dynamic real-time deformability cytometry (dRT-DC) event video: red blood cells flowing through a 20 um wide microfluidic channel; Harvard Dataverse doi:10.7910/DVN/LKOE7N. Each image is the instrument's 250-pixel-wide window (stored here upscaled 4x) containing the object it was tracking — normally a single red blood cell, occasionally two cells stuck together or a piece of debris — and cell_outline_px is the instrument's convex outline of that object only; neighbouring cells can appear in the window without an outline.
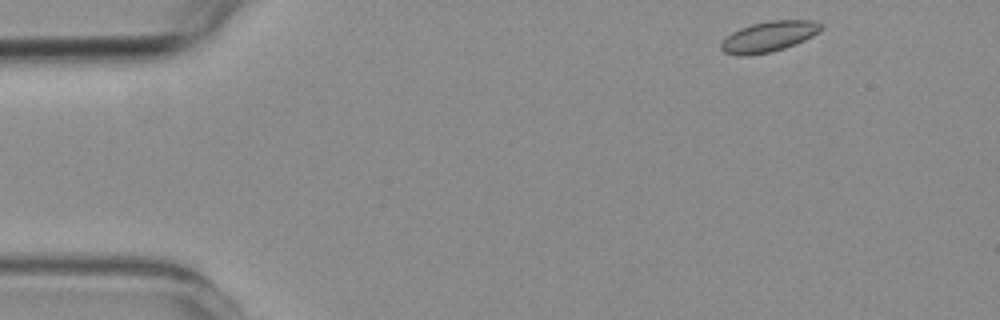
{"species": "common noctule bat (a hibernating species)", "species_latin": "Nyctalus noctula", "temperature_condition": "room temperature", "stored_images_in_passage": 6, "camera_frame_rate_fps": 3000, "um_per_image_px": 0.085, "animal": {"sex": "female", "body_mass_g": 19.3, "forearm_length_mm": 54.1}, "frame": {"image": 1, "passage_image": 1, "time_ms": 0.0, "image_size_px": [1000, 320], "cell_outline_px": [[824, 28], [820, 32], [804, 40], [784, 48], [772, 52], [724, 52], [720, 48], [720, 44], [732, 32], [740, 28], [752, 24], [772, 20], [812, 20], [824, 24]], "centroid_in_image_um": [65.47, 3.04], "position_along_channel_um": 19.5, "area_um2": 17.05}}
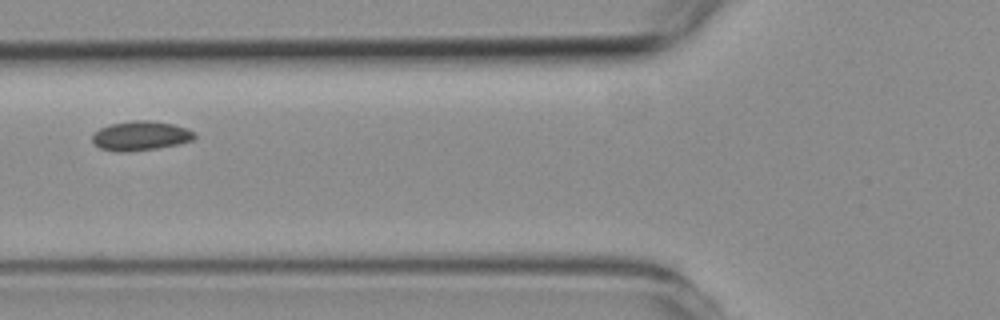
{"frame": {"image": 2, "passage_image": 5, "time_ms": 4.667, "image_size_px": [1000, 320], "cell_outline_px": [[196, 136], [192, 140], [176, 144], [156, 148], [128, 152], [116, 152], [100, 148], [92, 140], [92, 132], [100, 128], [112, 124], [132, 120], [152, 120], [172, 124], [188, 128], [196, 132]], "centroid_in_image_um": [11.94, 11.53], "position_along_channel_um": 113.9, "area_um2": 17.57}}
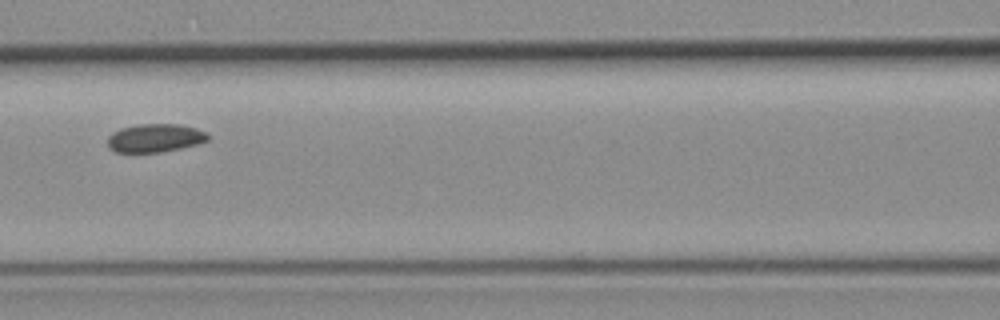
{"frame": {"image": 3, "passage_image": 6, "time_ms": 5.667, "image_size_px": [1000, 320], "cell_outline_px": [[208, 140], [200, 144], [160, 152], [116, 152], [108, 144], [108, 136], [112, 132], [120, 128], [140, 124], [180, 124], [196, 128], [208, 132]], "centroid_in_image_um": [13.21, 11.72], "position_along_channel_um": 153.4, "area_um2": 16.59}}